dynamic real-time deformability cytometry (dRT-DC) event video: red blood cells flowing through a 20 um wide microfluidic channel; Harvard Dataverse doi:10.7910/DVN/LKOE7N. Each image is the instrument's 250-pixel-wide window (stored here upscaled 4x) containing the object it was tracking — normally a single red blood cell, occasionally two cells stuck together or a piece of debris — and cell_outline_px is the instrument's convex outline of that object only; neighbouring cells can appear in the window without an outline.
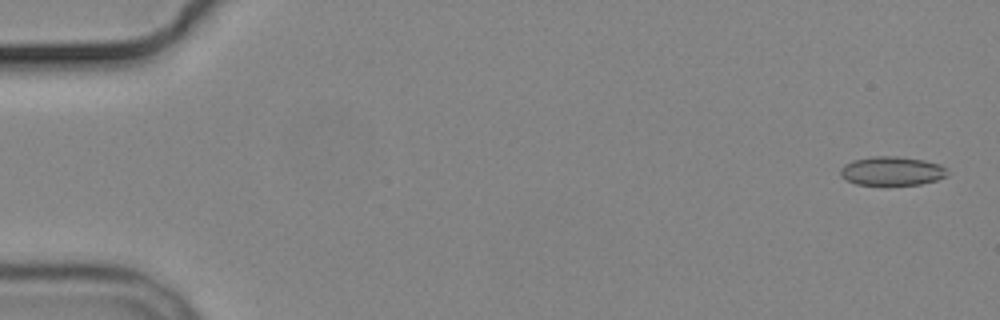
{"species": "common noctule bat (a hibernating species)", "species_latin": "Nyctalus noctula", "temperature_condition": "cold", "stored_images_in_passage": 6, "camera_frame_rate_fps": 3000, "um_per_image_px": 0.085, "animal": {"sex": "male", "body_mass_g": 19.2, "forearm_length_mm": 51.8}, "frame": {"image": 1, "passage_image": 1, "time_ms": 0.0, "image_size_px": [1000, 320], "cell_outline_px": [[948, 176], [936, 180], [920, 184], [856, 184], [840, 176], [840, 168], [844, 164], [852, 160], [872, 156], [896, 156], [924, 160], [940, 164], [948, 168]], "centroid_in_image_um": [75.83, 14.52], "position_along_channel_um": 9.2, "area_um2": 18.03}}
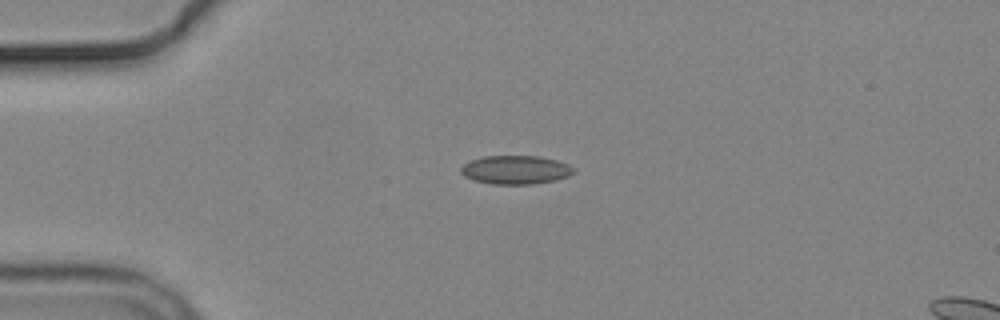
{"frame": {"image": 2, "passage_image": 4, "time_ms": 4.0, "image_size_px": [1000, 320], "cell_outline_px": [[576, 172], [568, 176], [556, 180], [536, 184], [492, 184], [472, 180], [464, 176], [460, 172], [460, 168], [464, 164], [472, 160], [484, 156], [540, 156], [556, 160], [568, 164], [576, 168]], "centroid_in_image_um": [43.85, 14.44], "position_along_channel_um": 41.1, "area_um2": 19.02}}
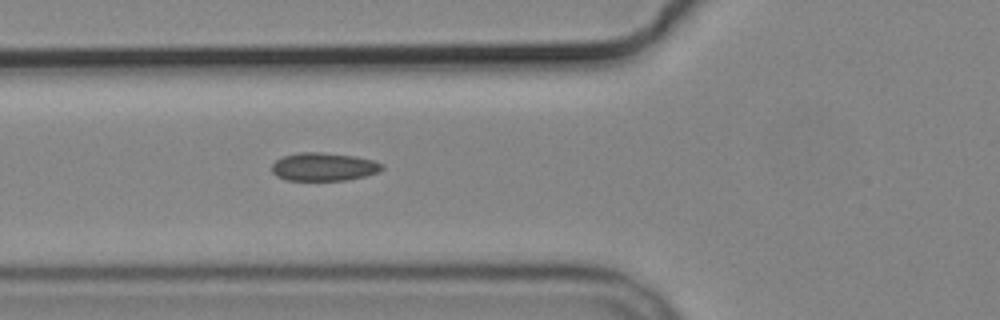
{"frame": {"image": 3, "passage_image": 6, "time_ms": 6.333, "image_size_px": [1000, 320], "cell_outline_px": [[384, 168], [380, 172], [348, 180], [288, 180], [276, 176], [272, 172], [272, 164], [276, 160], [284, 156], [300, 152], [320, 152], [356, 156], [372, 160], [384, 164]], "centroid_in_image_um": [27.54, 14.18], "position_along_channel_um": 98.3, "area_um2": 18.15}}